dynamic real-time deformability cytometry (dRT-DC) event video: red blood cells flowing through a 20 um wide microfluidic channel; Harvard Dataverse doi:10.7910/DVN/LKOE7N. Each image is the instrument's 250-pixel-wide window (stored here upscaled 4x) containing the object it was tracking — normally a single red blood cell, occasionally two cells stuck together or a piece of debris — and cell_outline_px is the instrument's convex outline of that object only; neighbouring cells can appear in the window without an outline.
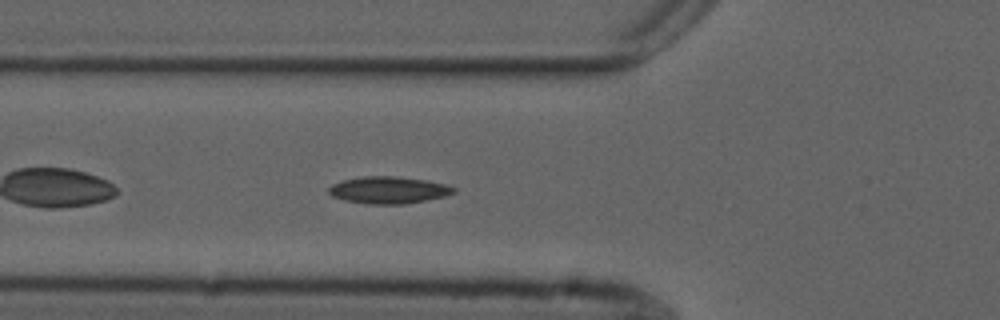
{"species": "common noctule bat (a hibernating species)", "species_latin": "Nyctalus noctula", "temperature_condition": "cold", "stored_images_in_passage": 39, "camera_frame_rate_fps": 3000, "um_per_image_px": 0.085, "animal": {"sex": "male", "forearm_length_mm": 52.5}, "frame": {"image": 1, "passage_image": 5, "time_ms": 1.333, "image_size_px": [1000, 320], "cell_outline_px": [[456, 192], [444, 196], [404, 204], [368, 204], [344, 200], [332, 196], [328, 192], [328, 188], [332, 184], [344, 180], [364, 176], [396, 176], [428, 180], [444, 184], [456, 188]], "centroid_in_image_um": [33.02, 16.15], "position_along_channel_um": 92.8, "area_um2": 19.59}}
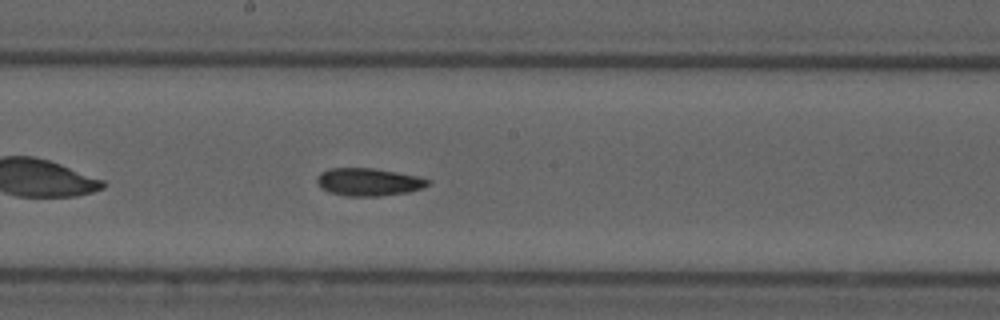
{"frame": {"image": 2, "passage_image": 15, "time_ms": 4.667, "image_size_px": [1000, 320], "cell_outline_px": [[432, 180], [428, 184], [420, 188], [408, 192], [380, 196], [348, 196], [328, 192], [316, 180], [320, 172], [328, 168], [372, 168], [396, 172], [416, 176]], "centroid_in_image_um": [31.32, 15.46], "position_along_channel_um": 216.9, "area_um2": 17.69}}
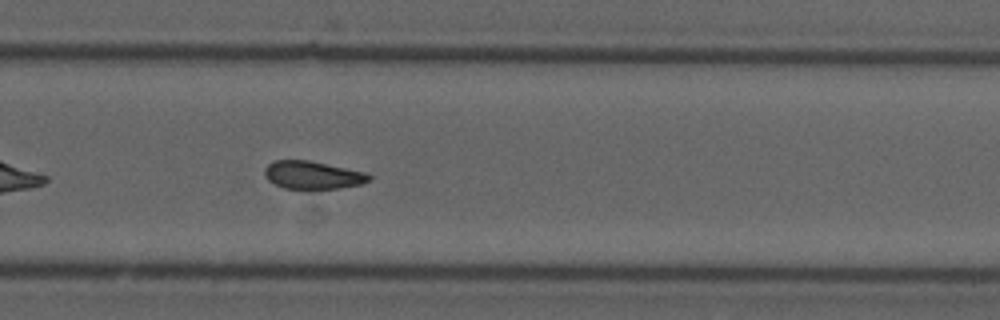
{"frame": {"image": 3, "passage_image": 22, "time_ms": 7.0, "image_size_px": [1000, 320], "cell_outline_px": [[372, 180], [364, 184], [340, 188], [284, 188], [268, 180], [264, 176], [264, 168], [268, 164], [276, 160], [308, 160], [368, 172], [372, 176]], "centroid_in_image_um": [26.63, 14.87], "position_along_channel_um": 303.2, "area_um2": 17.11}, "authors_computed_cell_mechanics": {"area_um2": 17.6868, "velocity_mm_per_s": 3.7153, "shape_relaxation_time_tau1_ms": null, "shape_relaxation_time_tau2_ms": 6.7898, "deformation_change_tau1": null, "deformation_change_tau2": 0.1187}}